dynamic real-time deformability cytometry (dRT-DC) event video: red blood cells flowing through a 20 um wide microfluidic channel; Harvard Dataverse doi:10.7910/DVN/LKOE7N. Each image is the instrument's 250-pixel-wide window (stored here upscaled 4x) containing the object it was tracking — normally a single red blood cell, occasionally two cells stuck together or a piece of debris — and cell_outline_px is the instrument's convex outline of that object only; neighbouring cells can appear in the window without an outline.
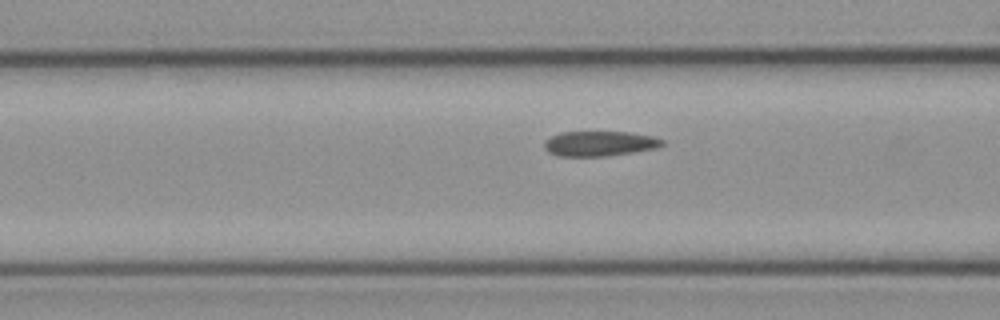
{"species": "common noctule bat (a hibernating species)", "species_latin": "Nyctalus noctula", "temperature_condition": "cold", "stored_images_in_passage": 8, "camera_frame_rate_fps": 3000, "um_per_image_px": 0.085, "animal": {"sex": "female", "body_mass_g": 21.9}, "frame": {"image": 1, "passage_image": 7, "time_ms": 2.0, "image_size_px": [1000, 320], "cell_outline_px": [[664, 144], [656, 148], [608, 156], [556, 156], [548, 152], [544, 148], [544, 140], [552, 136], [564, 132], [628, 132], [652, 136], [664, 140]], "centroid_in_image_um": [50.94, 12.21], "position_along_channel_um": 115.7, "area_um2": 17.17}}